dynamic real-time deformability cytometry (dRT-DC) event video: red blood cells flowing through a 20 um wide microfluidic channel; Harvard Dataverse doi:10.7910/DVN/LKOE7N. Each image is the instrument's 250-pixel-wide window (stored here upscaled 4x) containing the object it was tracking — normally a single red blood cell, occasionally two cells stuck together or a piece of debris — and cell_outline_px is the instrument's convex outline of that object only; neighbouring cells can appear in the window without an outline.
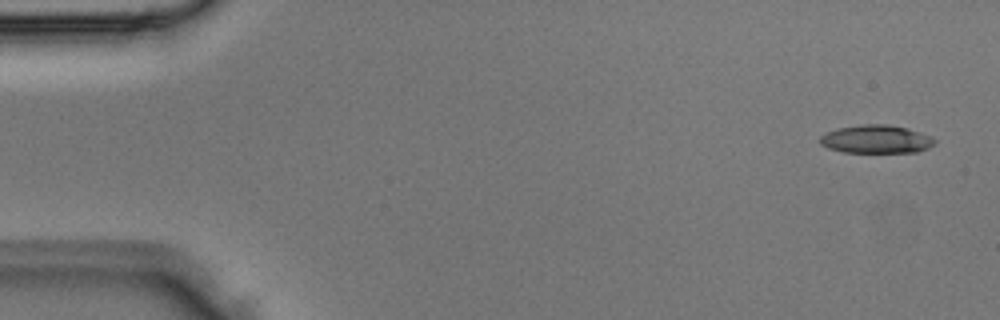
{"species": "Egyptian fruit bat (a non-hibernating species)", "species_latin": "Rousettus aegyptiacus", "temperature_condition": "room temperature", "stored_images_in_passage": 3, "camera_frame_rate_fps": 3000, "um_per_image_px": 0.085, "animal": {"sex": "male"}, "frame": {"image": 1, "passage_image": 3, "time_ms": 0.667, "image_size_px": [1000, 320], "cell_outline_px": [[936, 144], [928, 148], [916, 152], [844, 152], [828, 148], [820, 144], [820, 136], [836, 128], [860, 124], [888, 124], [908, 128], [932, 136], [936, 140]], "centroid_in_image_um": [74.5, 11.82], "position_along_channel_um": 10.5, "area_um2": 19.02}}